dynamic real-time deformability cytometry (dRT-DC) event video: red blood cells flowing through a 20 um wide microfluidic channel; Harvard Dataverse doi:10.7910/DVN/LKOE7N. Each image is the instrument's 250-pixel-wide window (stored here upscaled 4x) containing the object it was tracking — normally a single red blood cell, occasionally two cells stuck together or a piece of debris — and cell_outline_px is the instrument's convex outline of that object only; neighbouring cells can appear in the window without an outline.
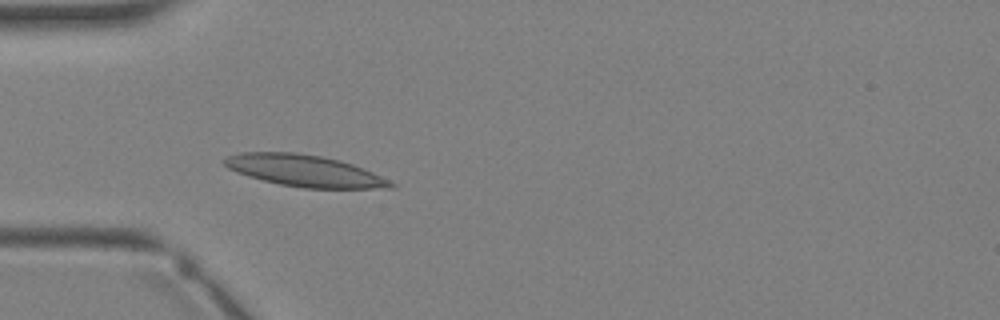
{"species": "Egyptian fruit bat (a non-hibernating species)", "species_latin": "Rousettus aegyptiacus", "temperature_condition": "warm", "stored_images_in_passage": 1, "camera_frame_rate_fps": 3000, "um_per_image_px": 0.085, "animal": {"sex": "female"}, "frame": {"image": 1, "passage_image": 1, "time_ms": 0.0, "image_size_px": [1000, 320], "cell_outline_px": [[396, 188], [304, 188], [280, 184], [248, 176], [236, 172], [228, 168], [220, 160], [228, 156], [240, 152], [296, 152], [320, 156], [340, 160], [364, 168], [396, 184]], "centroid_in_image_um": [25.87, 14.51], "position_along_channel_um": 59.1, "area_um2": 30.58}}